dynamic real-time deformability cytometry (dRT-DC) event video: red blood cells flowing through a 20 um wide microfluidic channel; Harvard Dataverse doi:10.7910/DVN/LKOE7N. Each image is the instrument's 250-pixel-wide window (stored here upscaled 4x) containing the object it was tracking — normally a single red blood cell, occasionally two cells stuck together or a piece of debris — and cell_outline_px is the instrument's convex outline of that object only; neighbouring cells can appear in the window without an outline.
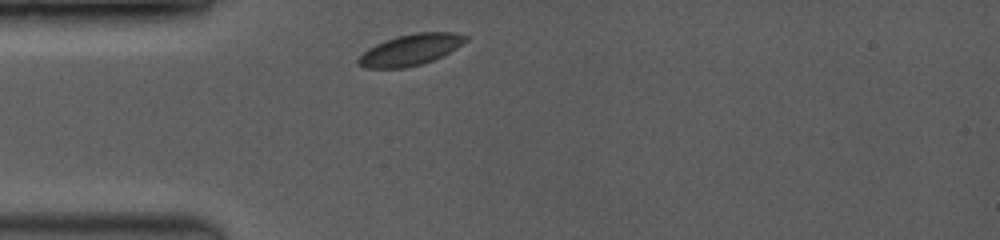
{"species": "common noctule bat (a hibernating species)", "species_latin": "Nyctalus noctula", "temperature_condition": "room temperature", "stored_images_in_passage": 6, "camera_frame_rate_fps": 3500, "um_per_image_px": 0.085, "animal": {"sex": "female", "body_mass_g": 19.0, "forearm_length_mm": 53.3}, "frame": {"image": 1, "passage_image": 1, "time_ms": 0.0, "image_size_px": [1000, 240], "cell_outline_px": [[468, 40], [456, 48], [432, 60], [420, 64], [404, 68], [364, 68], [356, 60], [368, 48], [384, 40], [396, 36], [416, 32], [456, 32], [468, 36]], "centroid_in_image_um": [34.89, 4.21], "position_along_channel_um": 50.1, "area_um2": 19.36}}
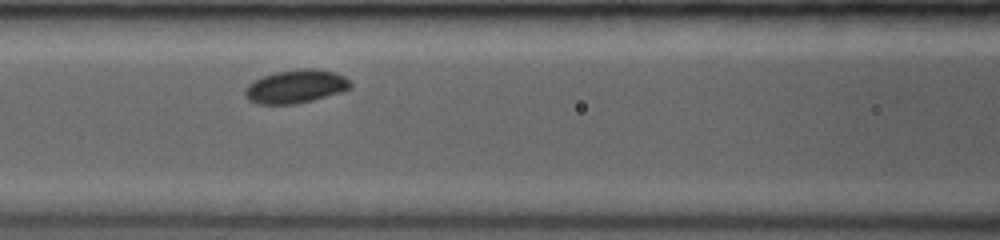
{"frame": {"image": 2, "passage_image": 4, "time_ms": 2.571, "image_size_px": [1000, 240], "cell_outline_px": [[352, 88], [340, 92], [312, 100], [296, 104], [260, 104], [248, 100], [244, 96], [244, 88], [248, 84], [264, 76], [276, 72], [304, 68], [312, 68], [336, 72], [344, 76], [352, 84]], "centroid_in_image_um": [25.14, 7.35], "position_along_channel_um": 141.5, "area_um2": 20.46}}
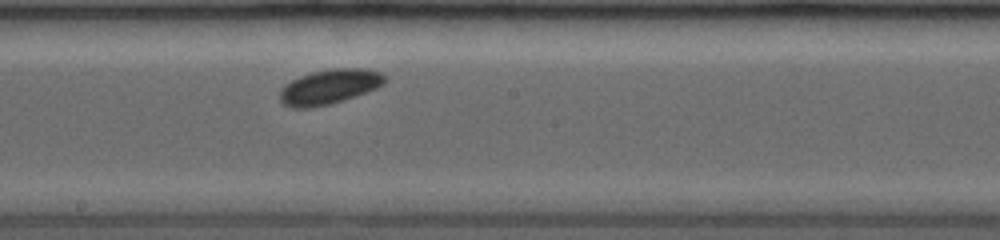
{"frame": {"image": 3, "passage_image": 6, "time_ms": 4.571, "image_size_px": [1000, 240], "cell_outline_px": [[388, 80], [384, 84], [376, 88], [356, 96], [344, 100], [328, 104], [308, 108], [292, 108], [284, 104], [280, 100], [280, 88], [284, 84], [300, 76], [312, 72], [332, 68], [364, 68], [384, 72], [388, 76]], "centroid_in_image_um": [28.05, 7.35], "position_along_channel_um": 220.2, "area_um2": 21.56}}